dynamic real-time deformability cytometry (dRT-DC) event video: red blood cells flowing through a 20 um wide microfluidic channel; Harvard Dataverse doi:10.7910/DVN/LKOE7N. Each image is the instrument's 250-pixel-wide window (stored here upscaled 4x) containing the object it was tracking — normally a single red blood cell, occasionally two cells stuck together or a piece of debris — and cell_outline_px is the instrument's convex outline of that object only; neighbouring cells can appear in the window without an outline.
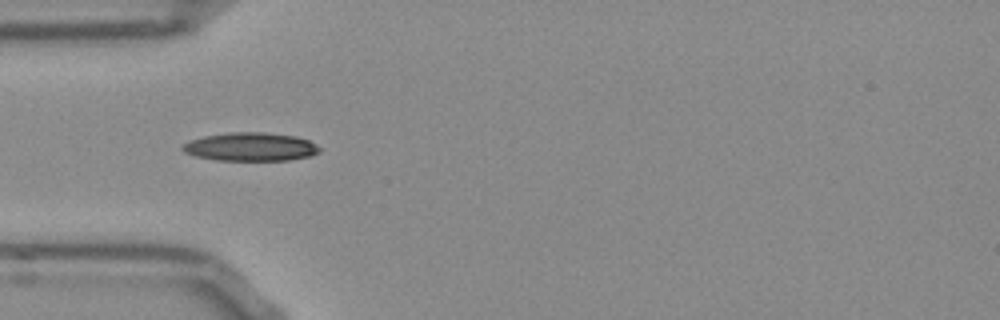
{"species": "Egyptian fruit bat (a non-hibernating species)", "species_latin": "Rousettus aegyptiacus", "temperature_condition": "room temperature", "stored_images_in_passage": 37, "camera_frame_rate_fps": 3000, "um_per_image_px": 0.085, "frame": {"image": 1, "passage_image": 1, "time_ms": 0.0, "image_size_px": [1000, 320], "cell_outline_px": [[320, 152], [308, 156], [288, 160], [216, 160], [196, 156], [184, 152], [180, 148], [184, 144], [192, 140], [204, 136], [228, 132], [264, 132], [296, 136], [308, 140], [316, 144], [320, 148]], "centroid_in_image_um": [21.3, 12.47], "position_along_channel_um": 63.7, "area_um2": 22.6}}
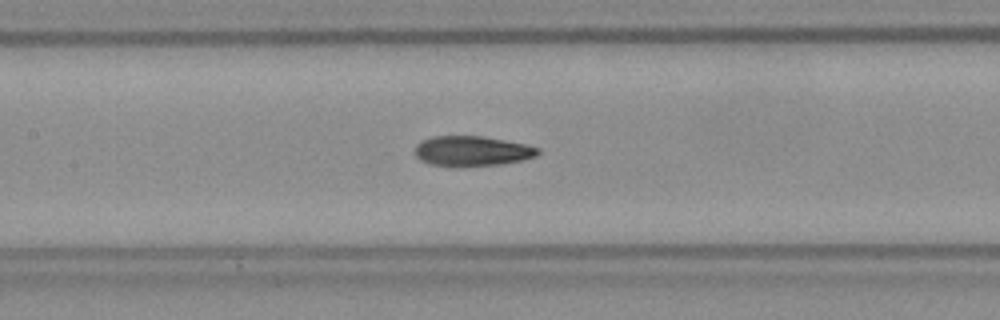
{"frame": {"image": 2, "passage_image": 9, "time_ms": 2.667, "image_size_px": [1000, 320], "cell_outline_px": [[540, 152], [536, 156], [524, 160], [500, 164], [428, 164], [420, 160], [416, 156], [416, 144], [432, 136], [484, 136], [524, 144], [540, 148]], "centroid_in_image_um": [40.16, 12.8], "position_along_channel_um": 167.2, "area_um2": 20.87}}
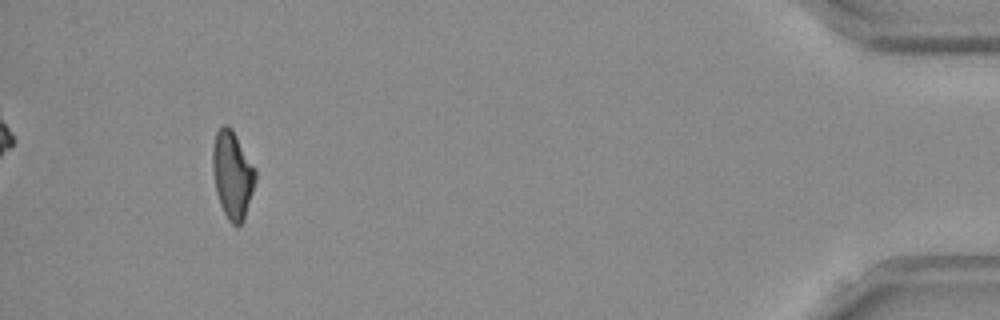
{"frame": {"image": 3, "passage_image": 34, "time_ms": 11.0, "image_size_px": [1000, 320], "cell_outline_px": [[256, 180], [244, 220], [240, 224], [232, 224], [228, 220], [220, 204], [216, 192], [212, 168], [212, 148], [216, 132], [224, 124], [228, 124], [232, 128], [256, 168]], "centroid_in_image_um": [19.76, 14.82], "position_along_channel_um": 415.4, "area_um2": 21.96}, "authors_computed_cell_mechanics": {"area_um2": 21.7328, "velocity_mm_per_s": 3.86, "shape_relaxation_time_tau1_ms": 6.0496, "shape_relaxation_time_tau2_ms": 2.8784, "deformation_change_tau1": 0.1781, "deformation_change_tau2": 0.1016}}